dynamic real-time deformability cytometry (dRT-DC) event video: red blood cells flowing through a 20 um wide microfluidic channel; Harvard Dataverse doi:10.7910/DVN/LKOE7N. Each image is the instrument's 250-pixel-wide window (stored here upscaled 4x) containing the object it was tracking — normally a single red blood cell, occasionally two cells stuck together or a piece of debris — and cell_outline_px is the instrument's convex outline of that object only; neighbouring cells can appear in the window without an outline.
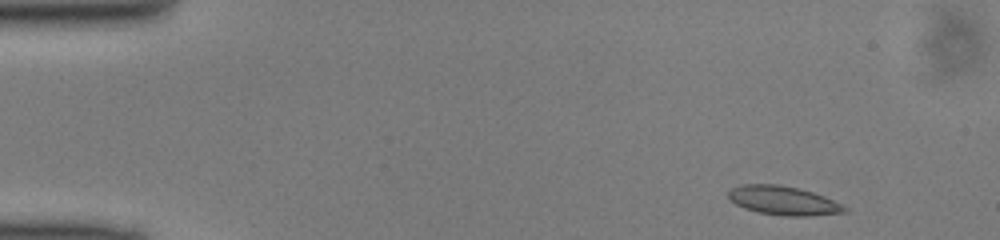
{"species": "common noctule bat (a hibernating species)", "species_latin": "Nyctalus noctula", "temperature_condition": "cold", "stored_images_in_passage": 46, "camera_frame_rate_fps": 3000, "um_per_image_px": 0.085, "animal": {"sex": "male", "body_mass_g": 13.0, "forearm_length_mm": 53.1}, "frame": {"image": 1, "passage_image": 2, "time_ms": 0.333, "image_size_px": [1000, 240], "cell_outline_px": [[848, 212], [808, 216], [784, 216], [760, 212], [744, 208], [736, 204], [728, 196], [728, 192], [732, 188], [740, 184], [776, 184], [800, 188], [824, 196], [848, 208]], "centroid_in_image_um": [66.59, 17.04], "position_along_channel_um": 18.4, "area_um2": 19.48}}
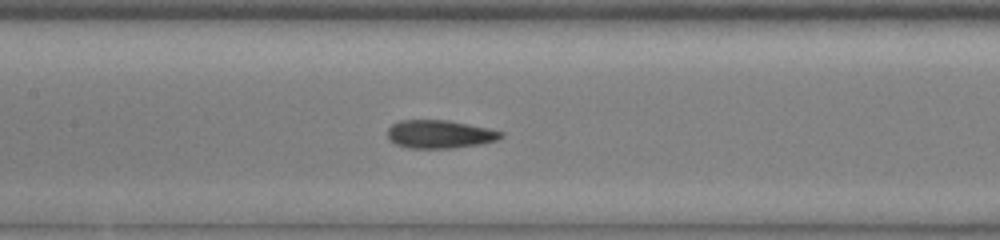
{"frame": {"image": 2, "passage_image": 20, "time_ms": 6.333, "image_size_px": [1000, 240], "cell_outline_px": [[504, 136], [496, 140], [480, 144], [452, 148], [408, 148], [396, 144], [388, 136], [388, 128], [392, 124], [400, 120], [448, 120], [488, 128], [504, 132]], "centroid_in_image_um": [37.39, 11.4], "position_along_channel_um": 170.0, "area_um2": 18.55}}
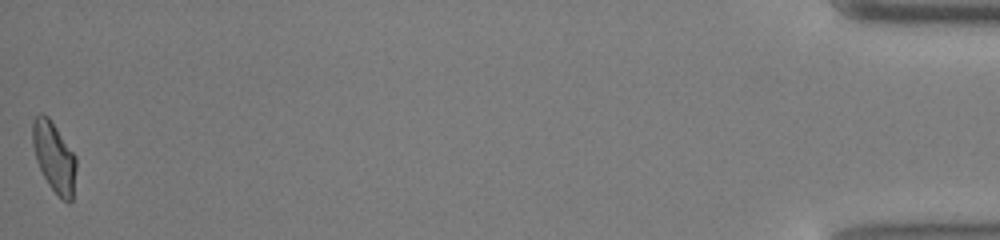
{"frame": {"image": 3, "passage_image": 46, "time_ms": 15.0, "image_size_px": [1000, 240], "cell_outline_px": [[76, 168], [72, 200], [68, 204], [48, 184], [36, 160], [32, 144], [32, 120], [40, 112], [48, 116], [76, 156]], "centroid_in_image_um": [4.59, 13.32], "position_along_channel_um": 430.6, "area_um2": 17.69}}